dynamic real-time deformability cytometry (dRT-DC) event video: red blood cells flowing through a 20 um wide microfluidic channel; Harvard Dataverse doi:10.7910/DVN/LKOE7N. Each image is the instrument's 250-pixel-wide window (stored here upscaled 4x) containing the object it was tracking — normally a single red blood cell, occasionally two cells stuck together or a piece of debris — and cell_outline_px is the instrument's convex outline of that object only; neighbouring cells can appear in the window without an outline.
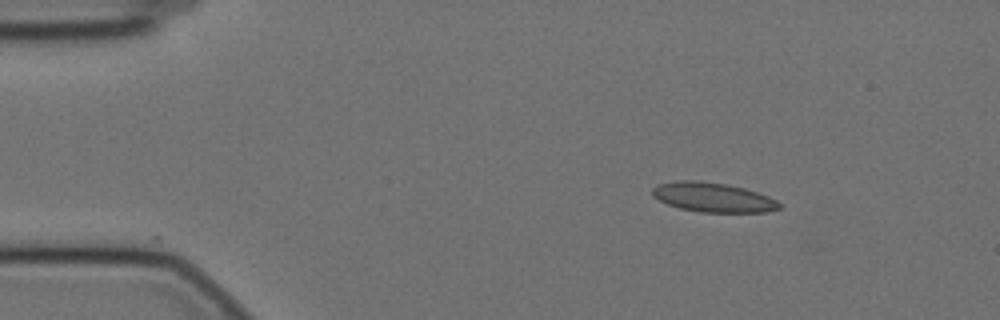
{"species": "Egyptian fruit bat (a non-hibernating species)", "species_latin": "Rousettus aegyptiacus", "temperature_condition": "cold", "stored_images_in_passage": 50, "camera_frame_rate_fps": 3000, "um_per_image_px": 0.085, "animal": {"sex": "female"}, "frame": {"image": 1, "passage_image": 1, "time_ms": 0.0, "image_size_px": [1000, 320], "cell_outline_px": [[780, 208], [768, 212], [700, 212], [680, 208], [668, 204], [652, 196], [652, 188], [660, 184], [676, 180], [700, 180], [728, 184], [744, 188], [768, 196], [776, 200], [780, 204]], "centroid_in_image_um": [60.6, 16.76], "position_along_channel_um": 24.4, "area_um2": 21.79}}
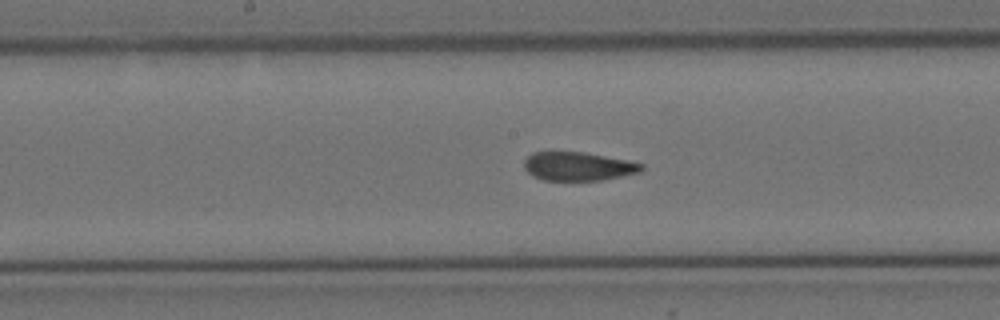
{"frame": {"image": 2, "passage_image": 22, "time_ms": 7.0, "image_size_px": [1000, 320], "cell_outline_px": [[644, 168], [640, 172], [600, 180], [544, 180], [532, 176], [524, 168], [524, 160], [532, 152], [584, 152], [628, 160], [644, 164]], "centroid_in_image_um": [49.13, 14.13], "position_along_channel_um": 199.1, "area_um2": 19.54}}
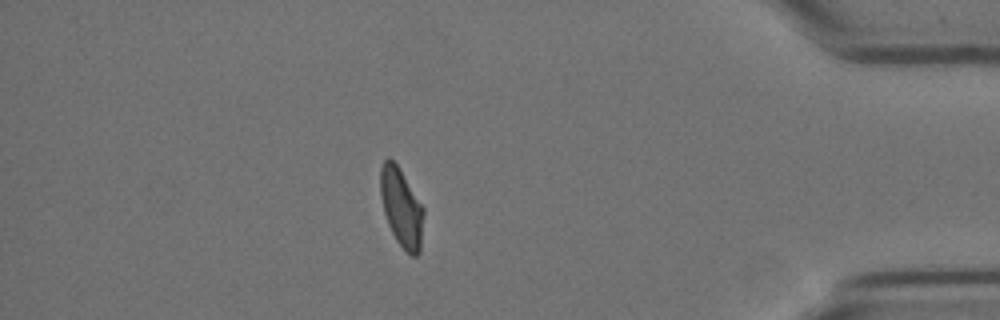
{"frame": {"image": 3, "passage_image": 43, "time_ms": 14.0, "image_size_px": [1000, 320], "cell_outline_px": [[424, 212], [420, 252], [416, 256], [412, 256], [396, 240], [388, 224], [384, 212], [380, 196], [380, 168], [384, 160], [388, 156], [396, 164], [424, 208]], "centroid_in_image_um": [34.11, 17.64], "position_along_channel_um": 401.1, "area_um2": 19.54}, "authors_computed_cell_mechanics": {"area_um2": 20.9814, "velocity_mm_per_s": 3.4716, "shape_relaxation_time_tau1_ms": null, "shape_relaxation_time_tau2_ms": 1.5196, "deformation_change_tau1": null, "deformation_change_tau2": 0.0535}}